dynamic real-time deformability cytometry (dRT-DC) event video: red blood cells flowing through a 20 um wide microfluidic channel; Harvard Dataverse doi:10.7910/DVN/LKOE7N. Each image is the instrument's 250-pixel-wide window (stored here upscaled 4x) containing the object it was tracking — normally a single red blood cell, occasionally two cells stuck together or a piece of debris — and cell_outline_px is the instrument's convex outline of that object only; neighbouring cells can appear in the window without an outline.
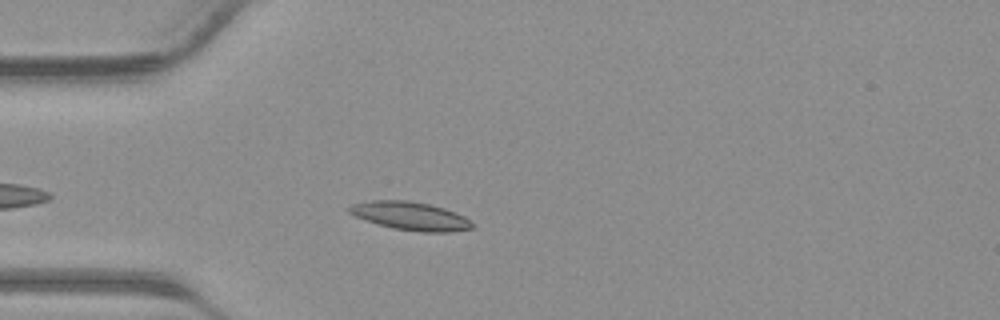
{"species": "common noctule bat (a hibernating species)", "species_latin": "Nyctalus noctula", "temperature_condition": "warm", "stored_images_in_passage": 33, "camera_frame_rate_fps": 3000, "um_per_image_px": 0.085, "animal": {"sex": "male", "body_mass_g": 23.1, "forearm_length_mm": 52.7}, "frame": {"image": 1, "passage_image": 5, "time_ms": 1.333, "image_size_px": [1000, 320], "cell_outline_px": [[472, 228], [452, 232], [420, 232], [392, 228], [376, 224], [364, 220], [348, 212], [344, 208], [352, 204], [372, 200], [408, 200], [428, 204], [444, 208], [456, 212], [464, 216], [472, 224]], "centroid_in_image_um": [34.83, 18.36], "position_along_channel_um": 50.2, "area_um2": 20.4}}
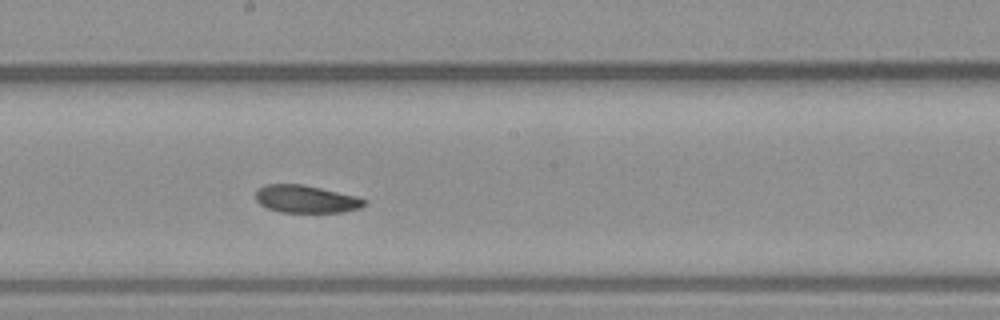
{"frame": {"image": 2, "passage_image": 16, "time_ms": 5.0, "image_size_px": [1000, 320], "cell_outline_px": [[368, 204], [360, 208], [344, 212], [280, 212], [268, 208], [260, 204], [256, 200], [256, 188], [264, 184], [300, 184], [320, 188], [356, 196], [368, 200]], "centroid_in_image_um": [26.02, 16.92], "position_along_channel_um": 222.2, "area_um2": 17.57}}
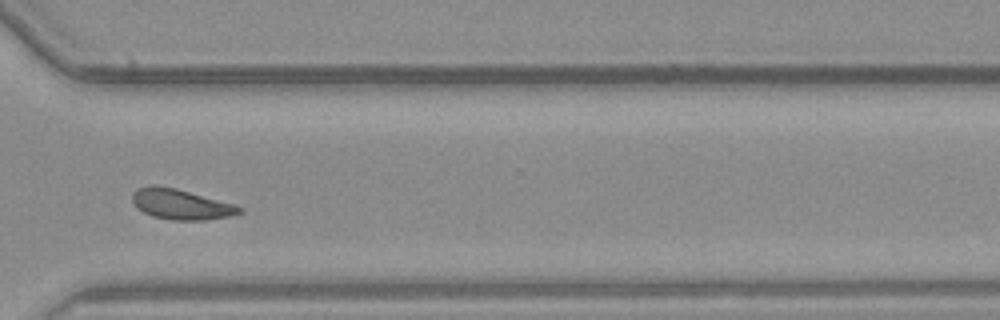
{"frame": {"image": 3, "passage_image": 24, "time_ms": 7.667, "image_size_px": [1000, 320], "cell_outline_px": [[244, 212], [232, 216], [204, 220], [172, 220], [152, 216], [136, 208], [132, 200], [132, 192], [136, 188], [148, 184], [156, 184], [176, 188], [236, 204], [244, 208]], "centroid_in_image_um": [15.38, 17.35], "position_along_channel_um": 355.2, "area_um2": 19.42}}